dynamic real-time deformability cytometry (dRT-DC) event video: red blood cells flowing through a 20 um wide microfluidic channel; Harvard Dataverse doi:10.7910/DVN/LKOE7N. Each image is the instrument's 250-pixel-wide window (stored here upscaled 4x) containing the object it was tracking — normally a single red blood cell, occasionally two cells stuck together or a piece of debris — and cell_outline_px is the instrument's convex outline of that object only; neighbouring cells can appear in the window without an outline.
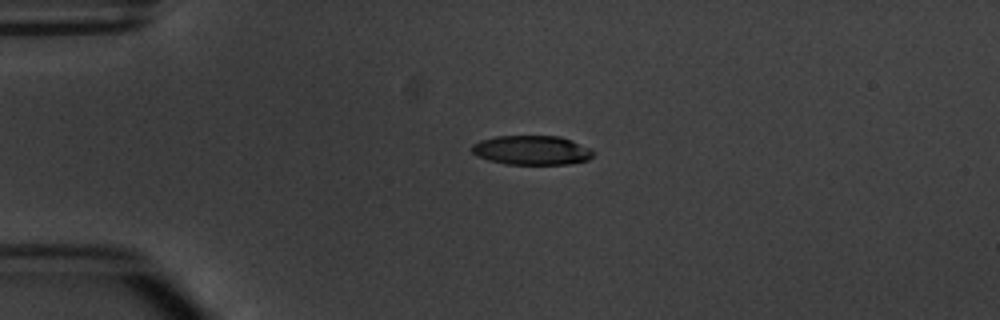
{"species": "common noctule bat (a hibernating species)", "species_latin": "Nyctalus noctula", "temperature_condition": "warm", "stored_images_in_passage": 2, "camera_frame_rate_fps": 3000, "um_per_image_px": 0.085, "animal": {"sex": "male", "body_mass_g": 20.1, "forearm_length_mm": 53.5}, "frame": {"image": 1, "passage_image": 1, "time_ms": 0.0, "image_size_px": [1000, 320], "cell_outline_px": [[596, 152], [588, 160], [568, 164], [504, 164], [488, 160], [476, 156], [472, 152], [472, 144], [480, 140], [496, 136], [560, 136], [572, 140]], "centroid_in_image_um": [45.18, 12.77], "position_along_channel_um": 39.8, "area_um2": 20.81}}